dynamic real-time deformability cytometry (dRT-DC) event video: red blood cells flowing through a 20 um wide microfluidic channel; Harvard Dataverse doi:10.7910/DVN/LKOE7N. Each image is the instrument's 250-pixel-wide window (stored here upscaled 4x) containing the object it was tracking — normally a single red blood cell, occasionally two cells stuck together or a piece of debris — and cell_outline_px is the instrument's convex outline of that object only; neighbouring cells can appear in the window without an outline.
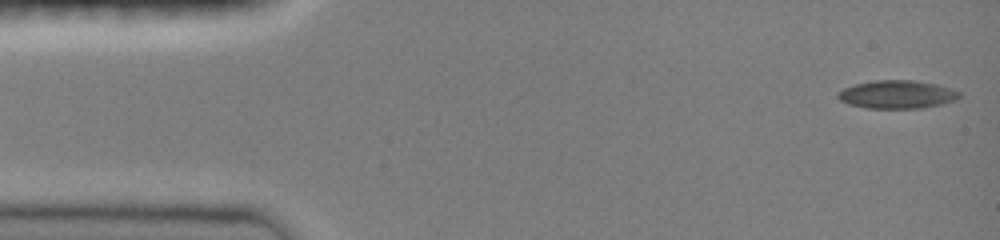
{"species": "common noctule bat (a hibernating species)", "species_latin": "Nyctalus noctula", "temperature_condition": "room temperature", "stored_images_in_passage": 46, "camera_frame_rate_fps": 3000, "um_per_image_px": 0.085, "animal": {"sex": "female", "body_mass_g": 19.0, "forearm_length_mm": 51.5}, "frame": {"image": 1, "passage_image": 1, "time_ms": 0.0, "image_size_px": [1000, 240], "cell_outline_px": [[960, 96], [956, 100], [940, 104], [920, 108], [868, 108], [848, 104], [840, 100], [836, 96], [836, 92], [844, 88], [856, 84], [876, 80], [912, 80], [936, 84], [960, 92]], "centroid_in_image_um": [76.21, 8.03], "position_along_channel_um": 8.8, "area_um2": 19.77}}
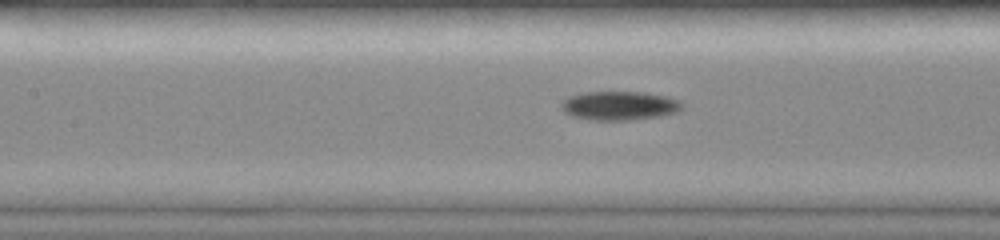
{"frame": {"image": 2, "passage_image": 20, "time_ms": 6.333, "image_size_px": [1000, 240], "cell_outline_px": [[684, 104], [676, 112], [660, 116], [628, 120], [592, 120], [572, 116], [564, 112], [560, 108], [560, 100], [568, 96], [584, 92], [644, 92], [664, 96], [680, 100]], "centroid_in_image_um": [52.59, 8.98], "position_along_channel_um": 154.8, "area_um2": 20.46}}
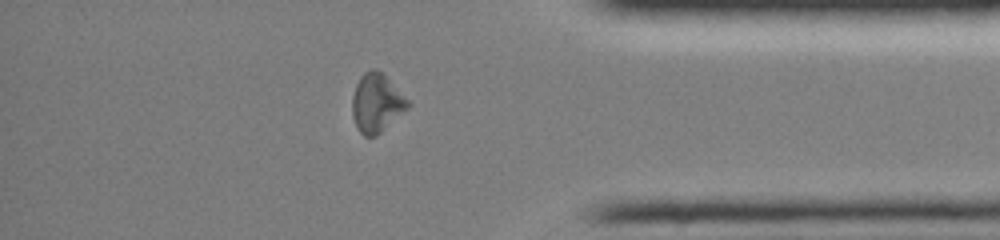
{"frame": {"image": 3, "passage_image": 39, "time_ms": 12.667, "image_size_px": [1000, 240], "cell_outline_px": [[412, 104], [408, 108], [376, 136], [364, 136], [356, 128], [352, 116], [352, 96], [356, 84], [360, 76], [364, 72], [372, 68], [376, 68]], "centroid_in_image_um": [31.97, 8.77], "position_along_channel_um": 403.2, "area_um2": 18.79}, "authors_computed_cell_mechanics": {"area_um2": 19.0451, "velocity_mm_per_s": 4.0862, "shape_relaxation_time_tau1_ms": null, "shape_relaxation_time_tau2_ms": 2.3954, "deformation_change_tau1": null, "deformation_change_tau2": 0.0829}}